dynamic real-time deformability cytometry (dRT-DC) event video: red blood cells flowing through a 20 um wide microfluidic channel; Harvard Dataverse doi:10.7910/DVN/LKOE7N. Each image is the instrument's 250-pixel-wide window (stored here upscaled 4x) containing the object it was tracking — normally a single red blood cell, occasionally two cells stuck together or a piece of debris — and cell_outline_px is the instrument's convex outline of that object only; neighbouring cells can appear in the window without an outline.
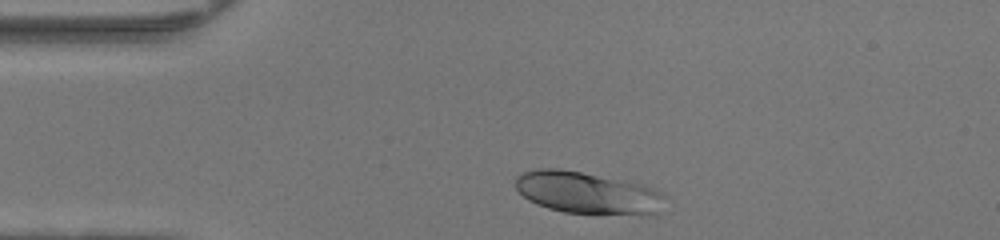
{"species": "human", "species_latin": "Homo sapiens", "temperature_condition": "warm", "stored_images_in_passage": 30, "camera_frame_rate_fps": 3000, "um_per_image_px": 0.085, "donor": {"sex": "female"}, "frame": {"image": 1, "passage_image": 2, "time_ms": 0.333, "image_size_px": [1000, 240], "cell_outline_px": [[668, 196], [656, 212], [640, 216], [564, 212], [548, 208], [536, 204], [528, 200], [516, 188], [516, 176], [524, 172], [536, 168], [556, 168], [628, 180], [644, 184], [656, 188]], "centroid_in_image_um": [49.99, 16.39], "position_along_channel_um": 35.0, "area_um2": 37.17}}
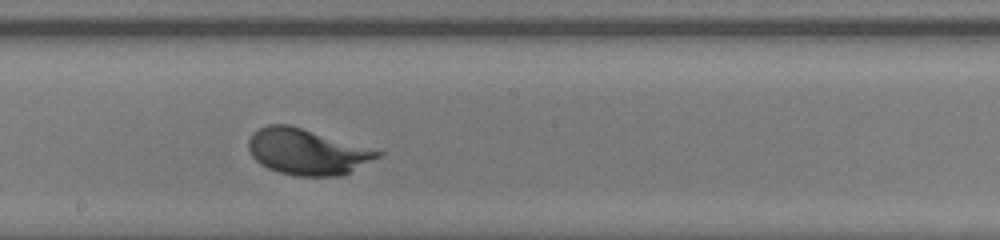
{"frame": {"image": 2, "passage_image": 18, "time_ms": 5.667, "image_size_px": [1000, 240], "cell_outline_px": [[384, 152], [380, 156], [340, 176], [296, 176], [280, 172], [268, 168], [260, 164], [252, 156], [248, 148], [248, 140], [252, 132], [268, 124], [288, 124]], "centroid_in_image_um": [26.05, 12.9], "position_along_channel_um": 222.2, "area_um2": 34.1}}
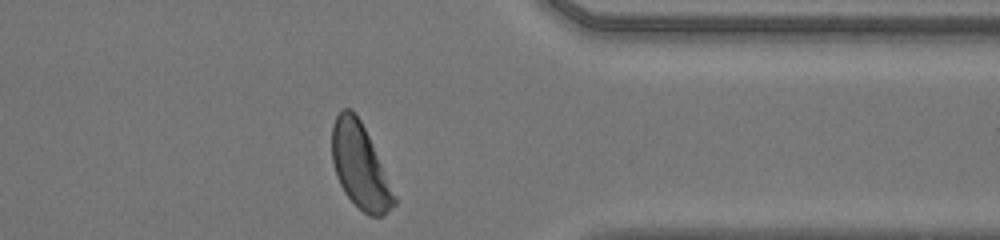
{"frame": {"image": 3, "passage_image": 30, "time_ms": 9.667, "image_size_px": [1000, 240], "cell_outline_px": [[396, 204], [384, 216], [368, 216], [344, 192], [336, 176], [332, 160], [332, 124], [336, 116], [344, 108], [352, 108], [356, 112], [368, 136], [396, 200]], "centroid_in_image_um": [30.56, 14.1], "position_along_channel_um": 380.8, "area_um2": 29.94}, "authors_computed_cell_mechanics": {"area_um2": 34.1887, "velocity_mm_per_s": 4.2216, "shape_relaxation_time_tau1_ms": 1.9679, "shape_relaxation_time_tau2_ms": null, "deformation_change_tau1": 0.1556, "deformation_change_tau2": null}}